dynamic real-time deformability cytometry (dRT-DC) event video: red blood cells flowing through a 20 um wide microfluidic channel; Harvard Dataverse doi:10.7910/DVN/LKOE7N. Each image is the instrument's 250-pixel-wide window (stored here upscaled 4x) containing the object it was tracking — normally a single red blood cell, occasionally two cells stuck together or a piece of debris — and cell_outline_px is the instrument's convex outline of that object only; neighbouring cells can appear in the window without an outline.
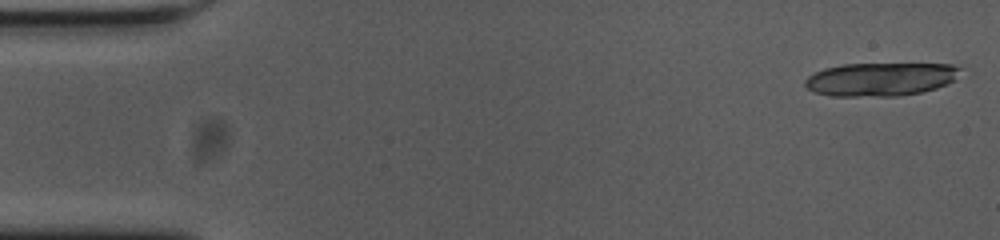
{"species": "common noctule bat (a hibernating species)", "species_latin": "Nyctalus noctula", "temperature_condition": "cold", "stored_images_in_passage": 18, "camera_frame_rate_fps": 3000, "um_per_image_px": 0.085, "animal": {"sex": "female", "body_mass_g": 23.0, "forearm_length_mm": 53.4}, "frame": {"image": 1, "passage_image": 1, "time_ms": 0.0, "image_size_px": [1000, 240], "cell_outline_px": [[960, 68], [956, 80], [948, 84], [936, 88], [920, 92], [900, 96], [832, 96], [816, 92], [808, 88], [804, 84], [804, 80], [808, 76], [824, 68], [844, 64], [952, 64]], "centroid_in_image_um": [74.86, 6.73], "position_along_channel_um": 10.1, "area_um2": 30.17}}